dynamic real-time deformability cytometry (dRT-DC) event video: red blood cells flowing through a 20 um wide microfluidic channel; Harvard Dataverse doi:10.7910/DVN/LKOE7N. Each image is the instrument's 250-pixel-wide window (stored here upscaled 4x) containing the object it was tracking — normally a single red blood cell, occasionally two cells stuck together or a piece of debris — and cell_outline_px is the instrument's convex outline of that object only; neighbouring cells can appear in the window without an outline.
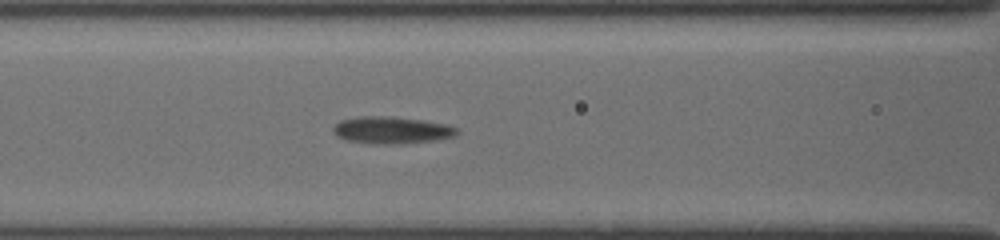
{"species": "common noctule bat (a hibernating species)", "species_latin": "Nyctalus noctula", "temperature_condition": "cold", "stored_images_in_passage": 12, "segment_of_instrument_passage": [1, 2], "camera_frame_rate_fps": 3000, "um_per_image_px": 0.085, "animal": {"sex": "female", "body_mass_g": 19.5, "forearm_length_mm": 54.1}, "frame": {"image": 1, "passage_image": 5, "time_ms": 2.667, "image_size_px": [1000, 240], "cell_outline_px": [[460, 132], [456, 136], [436, 140], [396, 144], [372, 144], [348, 140], [336, 136], [332, 132], [332, 128], [340, 120], [356, 116], [396, 116], [424, 120], [448, 124], [460, 128]], "centroid_in_image_um": [33.32, 11.05], "position_along_channel_um": 133.3, "area_um2": 20.0}}
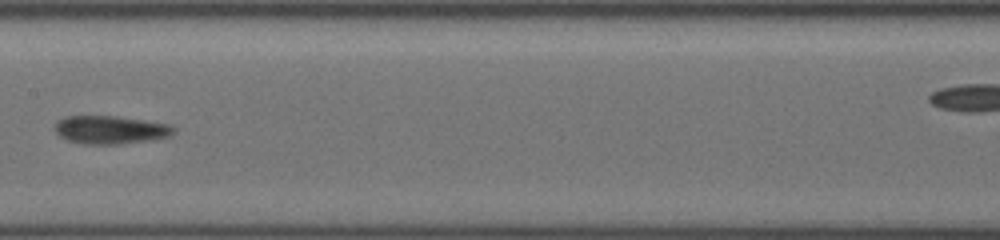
{"frame": {"image": 2, "passage_image": 7, "time_ms": 4.333, "image_size_px": [1000, 240], "cell_outline_px": [[176, 132], [168, 136], [148, 140], [120, 144], [84, 144], [68, 140], [60, 136], [52, 128], [52, 124], [64, 116], [112, 116], [144, 120], [172, 124], [176, 128]], "centroid_in_image_um": [9.36, 11.02], "position_along_channel_um": 198.0, "area_um2": 19.65}}
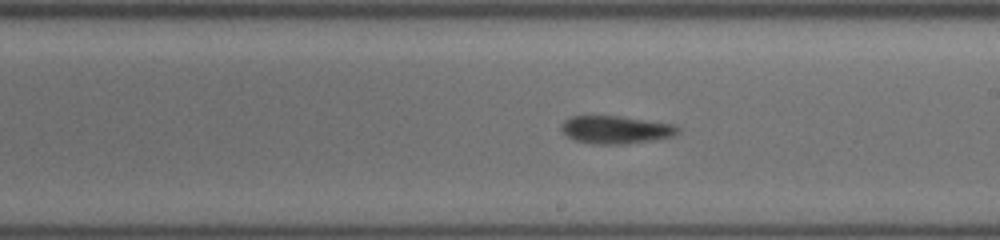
{"frame": {"image": 3, "passage_image": 9, "time_ms": 5.333, "image_size_px": [1000, 240], "cell_outline_px": [[680, 132], [672, 136], [652, 140], [628, 144], [592, 144], [572, 140], [560, 132], [560, 124], [564, 120], [572, 116], [620, 116], [672, 124], [680, 128]], "centroid_in_image_um": [52.27, 11.03], "position_along_channel_um": 236.7, "area_um2": 19.13}}